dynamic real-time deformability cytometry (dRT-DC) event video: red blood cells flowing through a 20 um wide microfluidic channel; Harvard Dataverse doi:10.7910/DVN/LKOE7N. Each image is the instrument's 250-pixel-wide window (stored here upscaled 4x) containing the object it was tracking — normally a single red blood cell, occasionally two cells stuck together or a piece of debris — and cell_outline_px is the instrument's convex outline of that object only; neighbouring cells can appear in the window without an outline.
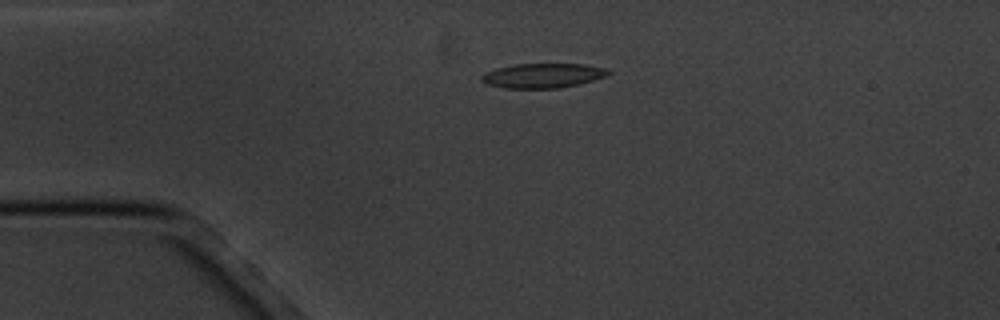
{"species": "common noctule bat (a hibernating species)", "species_latin": "Nyctalus noctula", "temperature_condition": "cold", "stored_images_in_passage": 3, "camera_frame_rate_fps": 3000, "um_per_image_px": 0.085, "animal": {"sex": "male", "body_mass_g": 20.1, "forearm_length_mm": 53.5}, "frame": {"image": 1, "passage_image": 1, "time_ms": 0.0, "image_size_px": [1000, 320], "cell_outline_px": [[612, 72], [608, 76], [580, 84], [560, 88], [504, 88], [484, 84], [480, 80], [480, 76], [484, 72], [496, 68], [512, 64], [584, 64], [604, 68]], "centroid_in_image_um": [46.1, 6.43], "position_along_channel_um": 38.9, "area_um2": 18.44}}
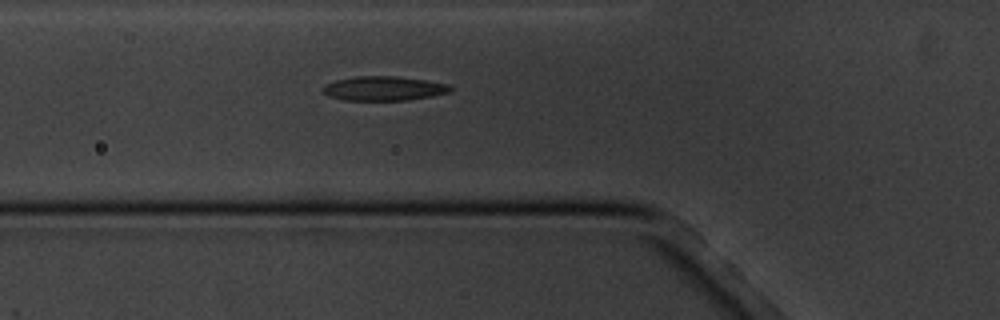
{"frame": {"image": 2, "passage_image": 3, "time_ms": 2.333, "image_size_px": [1000, 320], "cell_outline_px": [[452, 92], [432, 96], [408, 100], [344, 100], [328, 96], [320, 88], [324, 84], [336, 80], [356, 76], [396, 76], [428, 80], [448, 84], [452, 88]], "centroid_in_image_um": [32.62, 7.51], "position_along_channel_um": 93.2, "area_um2": 18.26}}